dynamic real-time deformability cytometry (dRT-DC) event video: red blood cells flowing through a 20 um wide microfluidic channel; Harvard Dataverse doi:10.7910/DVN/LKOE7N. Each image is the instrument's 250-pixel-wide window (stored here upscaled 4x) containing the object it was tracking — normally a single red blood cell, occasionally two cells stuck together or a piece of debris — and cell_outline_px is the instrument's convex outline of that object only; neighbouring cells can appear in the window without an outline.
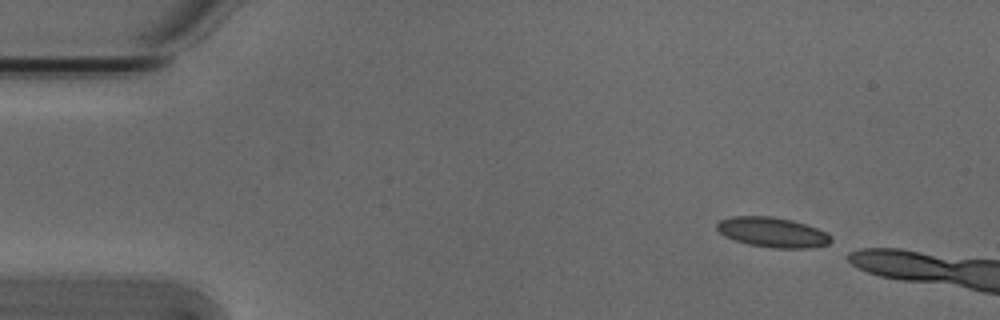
{"species": "Egyptian fruit bat (a non-hibernating species)", "species_latin": "Rousettus aegyptiacus", "temperature_condition": "cold", "stored_images_in_passage": 5, "camera_frame_rate_fps": 3000, "um_per_image_px": 0.085, "animal": {"sex": "male"}, "frame": {"image": 1, "passage_image": 1, "time_ms": 0.0, "image_size_px": [1000, 320], "cell_outline_px": [[832, 240], [828, 244], [812, 248], [772, 248], [748, 244], [724, 236], [716, 228], [716, 224], [720, 220], [732, 216], [772, 216], [792, 220], [816, 228], [832, 236]], "centroid_in_image_um": [65.65, 19.74], "position_along_channel_um": 19.3, "area_um2": 19.88}}